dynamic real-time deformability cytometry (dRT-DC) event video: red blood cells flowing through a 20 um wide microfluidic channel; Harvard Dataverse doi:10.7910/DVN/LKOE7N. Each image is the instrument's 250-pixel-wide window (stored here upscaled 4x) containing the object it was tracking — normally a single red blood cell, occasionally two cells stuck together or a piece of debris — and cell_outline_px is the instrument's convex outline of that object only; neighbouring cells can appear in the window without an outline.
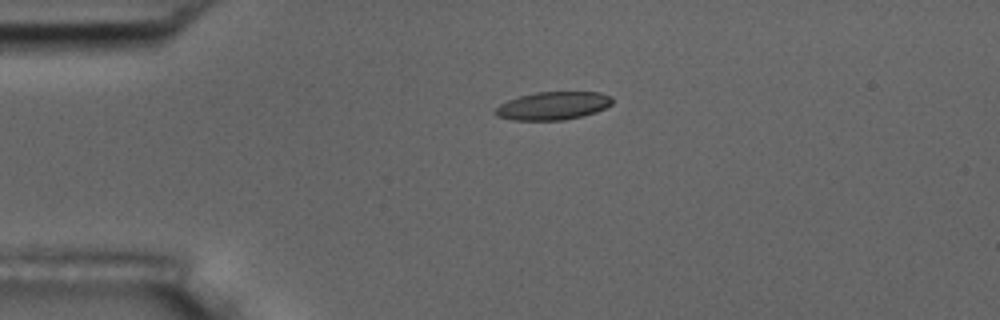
{"species": "common noctule bat (a hibernating species)", "species_latin": "Nyctalus noctula", "temperature_condition": "room temperature", "stored_images_in_passage": 2, "camera_frame_rate_fps": 3000, "um_per_image_px": 0.085, "animal": {"sex": "male", "body_mass_g": 17.5, "forearm_length_mm": 52.3}, "frame": {"image": 1, "passage_image": 1, "time_ms": 0.0, "image_size_px": [1000, 320], "cell_outline_px": [[612, 104], [596, 112], [564, 120], [512, 120], [496, 116], [492, 112], [500, 104], [508, 100], [520, 96], [536, 92], [600, 92], [612, 96]], "centroid_in_image_um": [46.98, 8.99], "position_along_channel_um": 38.0, "area_um2": 19.13}}